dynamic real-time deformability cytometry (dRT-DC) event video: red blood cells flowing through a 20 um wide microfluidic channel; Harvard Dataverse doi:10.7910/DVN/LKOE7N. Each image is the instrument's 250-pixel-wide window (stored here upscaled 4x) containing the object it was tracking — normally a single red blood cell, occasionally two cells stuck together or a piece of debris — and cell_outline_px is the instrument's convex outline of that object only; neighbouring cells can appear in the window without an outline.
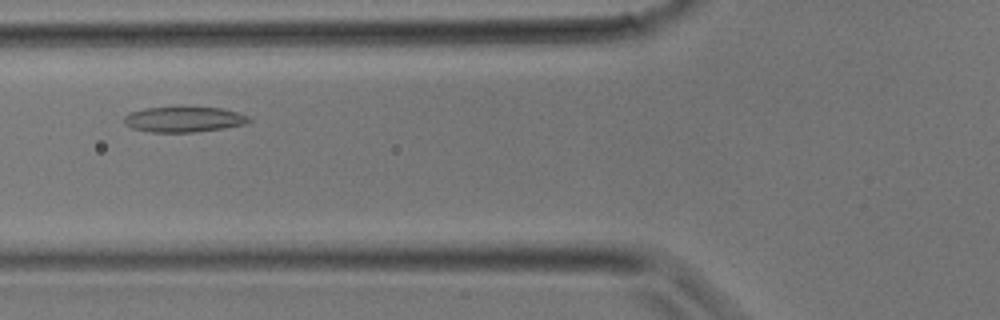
{"species": "common noctule bat (a hibernating species)", "species_latin": "Nyctalus noctula", "temperature_condition": "room temperature", "stored_images_in_passage": 28, "camera_frame_rate_fps": 3000, "um_per_image_px": 0.085, "animal": {"sex": "male", "body_mass_g": 17.9}, "frame": {"image": 1, "passage_image": 7, "time_ms": 2.0, "image_size_px": [1000, 320], "cell_outline_px": [[252, 120], [244, 124], [224, 128], [196, 132], [152, 132], [132, 128], [124, 124], [124, 116], [128, 112], [144, 108], [180, 104], [224, 108], [248, 116]], "centroid_in_image_um": [15.6, 10.09], "position_along_channel_um": 110.2, "area_um2": 19.48}}
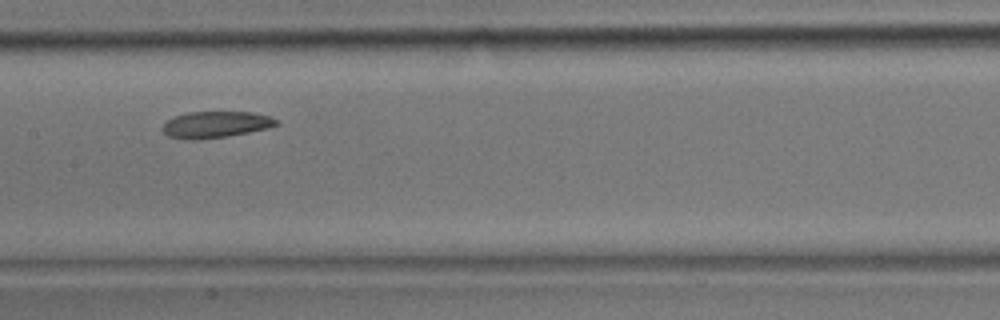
{"frame": {"image": 2, "passage_image": 11, "time_ms": 3.333, "image_size_px": [1000, 320], "cell_outline_px": [[280, 124], [268, 128], [228, 136], [200, 140], [188, 140], [168, 136], [160, 128], [168, 120], [176, 116], [188, 112], [252, 112], [268, 116], [280, 120]], "centroid_in_image_um": [18.34, 10.59], "position_along_channel_um": 189.1, "area_um2": 17.63}}
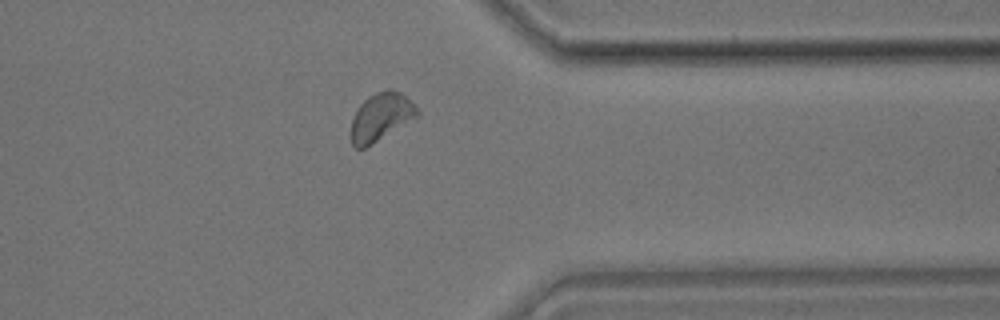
{"frame": {"image": 3, "passage_image": 21, "time_ms": 6.667, "image_size_px": [1000, 320], "cell_outline_px": [[420, 116], [372, 144], [364, 148], [356, 148], [352, 144], [352, 120], [360, 104], [368, 96], [376, 92], [388, 88], [400, 92], [420, 112]], "centroid_in_image_um": [32.4, 9.93], "position_along_channel_um": 379.0, "area_um2": 18.26}}